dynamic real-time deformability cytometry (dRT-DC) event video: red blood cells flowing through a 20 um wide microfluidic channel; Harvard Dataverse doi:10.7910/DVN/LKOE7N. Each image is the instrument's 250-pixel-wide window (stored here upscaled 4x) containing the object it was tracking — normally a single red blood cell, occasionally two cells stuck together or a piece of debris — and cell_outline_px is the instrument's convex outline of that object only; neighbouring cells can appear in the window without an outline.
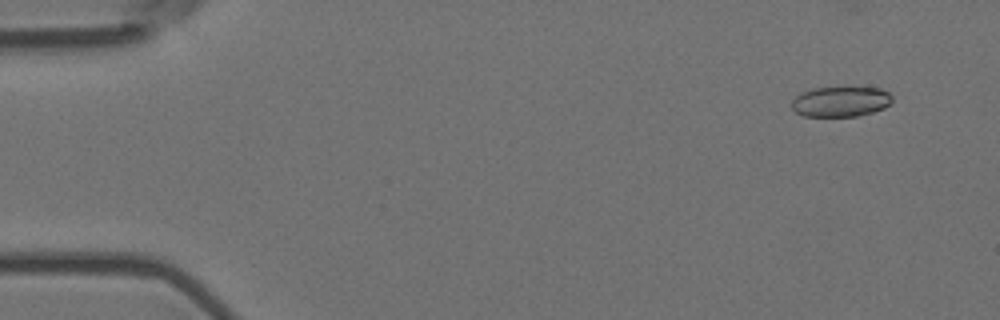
{"species": "Egyptian fruit bat (a non-hibernating species)", "species_latin": "Rousettus aegyptiacus", "temperature_condition": "room temperature", "stored_images_in_passage": 53, "camera_frame_rate_fps": 3000, "um_per_image_px": 0.085, "animal": {"sex": "female"}, "frame": {"image": 1, "passage_image": 2, "time_ms": 0.333, "image_size_px": [1000, 320], "cell_outline_px": [[892, 100], [884, 108], [872, 112], [856, 116], [804, 116], [796, 112], [792, 108], [792, 100], [796, 96], [812, 88], [880, 88], [888, 92], [892, 96]], "centroid_in_image_um": [71.45, 8.64], "position_along_channel_um": 13.5, "area_um2": 17.46}}
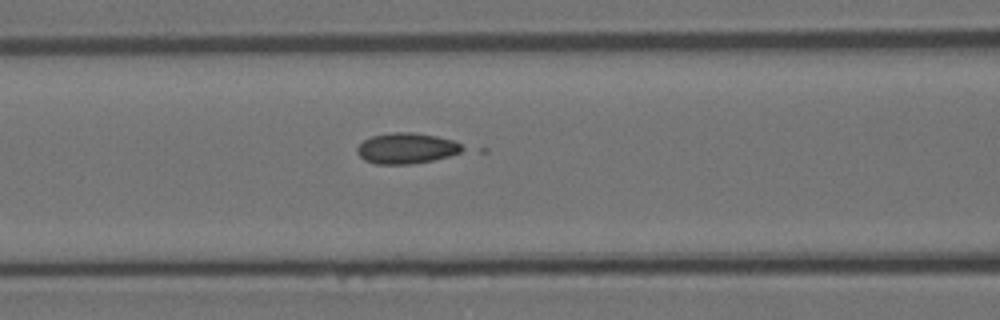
{"frame": {"image": 2, "passage_image": 21, "time_ms": 6.667, "image_size_px": [1000, 320], "cell_outline_px": [[468, 148], [460, 152], [448, 156], [432, 160], [408, 164], [376, 164], [364, 160], [356, 152], [356, 148], [364, 140], [372, 136], [392, 132], [412, 132], [436, 136], [452, 140]], "centroid_in_image_um": [34.54, 12.6], "position_along_channel_um": 132.1, "area_um2": 18.79}}
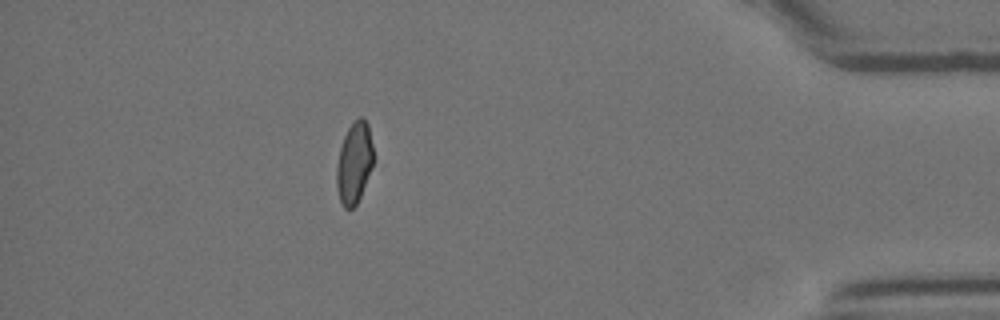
{"frame": {"image": 3, "passage_image": 47, "time_ms": 15.333, "image_size_px": [1000, 320], "cell_outline_px": [[372, 168], [360, 196], [356, 204], [352, 208], [344, 208], [340, 204], [336, 188], [336, 164], [340, 148], [344, 136], [348, 128], [360, 116], [364, 116], [368, 124], [372, 144]], "centroid_in_image_um": [30.08, 13.86], "position_along_channel_um": 405.1, "area_um2": 17.46}}